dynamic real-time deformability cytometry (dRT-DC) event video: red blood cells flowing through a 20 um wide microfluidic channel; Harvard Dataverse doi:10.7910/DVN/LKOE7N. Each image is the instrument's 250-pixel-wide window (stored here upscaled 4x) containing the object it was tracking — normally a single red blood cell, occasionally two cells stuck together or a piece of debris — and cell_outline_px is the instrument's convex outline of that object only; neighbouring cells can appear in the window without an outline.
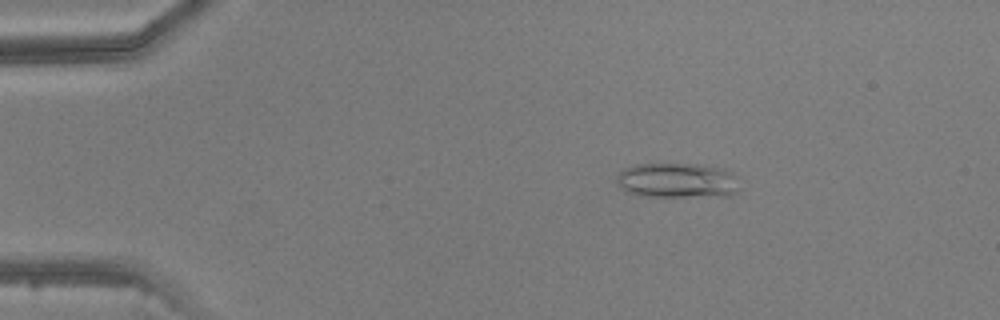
{"species": "common noctule bat (a hibernating species)", "species_latin": "Nyctalus noctula", "temperature_condition": "warm", "stored_images_in_passage": 6, "camera_frame_rate_fps": 3000, "um_per_image_px": 0.085, "animal": {"sex": "male", "body_mass_g": 20.5, "forearm_length_mm": 52.5}, "frame": {"image": 1, "passage_image": 3, "time_ms": 2.333, "image_size_px": [1000, 320], "cell_outline_px": [[740, 188], [732, 196], [640, 196], [624, 192], [620, 188], [616, 180], [620, 172], [624, 168], [636, 164], [696, 164], [724, 168], [732, 172]], "centroid_in_image_um": [57.57, 15.34], "position_along_channel_um": 27.4, "area_um2": 25.32}}
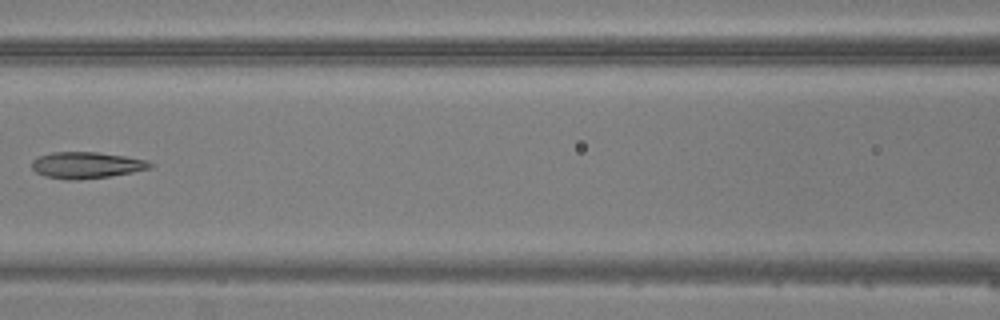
{"frame": {"image": 2, "passage_image": 6, "time_ms": 7.0, "image_size_px": [1000, 320], "cell_outline_px": [[156, 164], [152, 168], [132, 172], [108, 176], [76, 180], [68, 180], [44, 176], [36, 172], [32, 168], [32, 160], [40, 156], [52, 152], [100, 152], [148, 160]], "centroid_in_image_um": [7.38, 14.03], "position_along_channel_um": 159.2, "area_um2": 18.26}}